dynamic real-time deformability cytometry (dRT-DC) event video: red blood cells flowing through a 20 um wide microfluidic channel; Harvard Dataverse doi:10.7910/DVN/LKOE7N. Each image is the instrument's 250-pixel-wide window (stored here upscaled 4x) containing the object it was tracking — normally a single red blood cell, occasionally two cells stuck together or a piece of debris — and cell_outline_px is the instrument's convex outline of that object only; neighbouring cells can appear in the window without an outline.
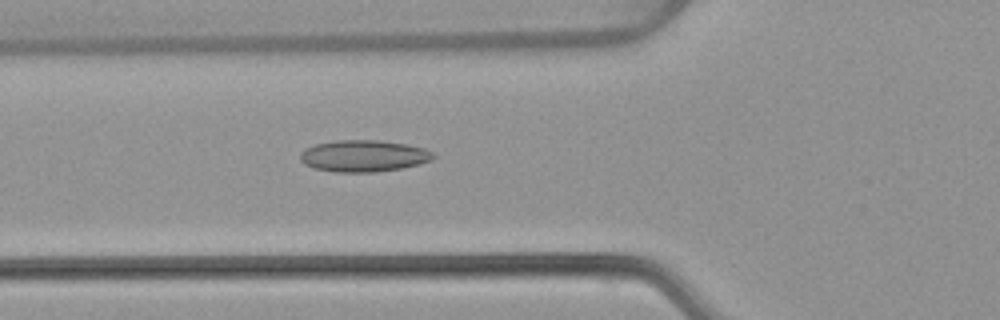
{"species": "common noctule bat (a hibernating species)", "species_latin": "Nyctalus noctula", "temperature_condition": "warm", "stored_images_in_passage": 35, "camera_frame_rate_fps": 3000, "um_per_image_px": 0.085, "animal": {"sex": "female", "body_mass_g": 22.7, "forearm_length_mm": 54.2}, "frame": {"image": 1, "passage_image": 9, "time_ms": 2.667, "image_size_px": [1000, 320], "cell_outline_px": [[436, 156], [432, 160], [420, 164], [400, 168], [376, 172], [336, 172], [312, 168], [304, 164], [300, 160], [300, 152], [304, 148], [316, 144], [336, 140], [380, 140], [408, 144], [424, 148], [432, 152]], "centroid_in_image_um": [30.9, 13.25], "position_along_channel_um": 94.9, "area_um2": 24.8}}
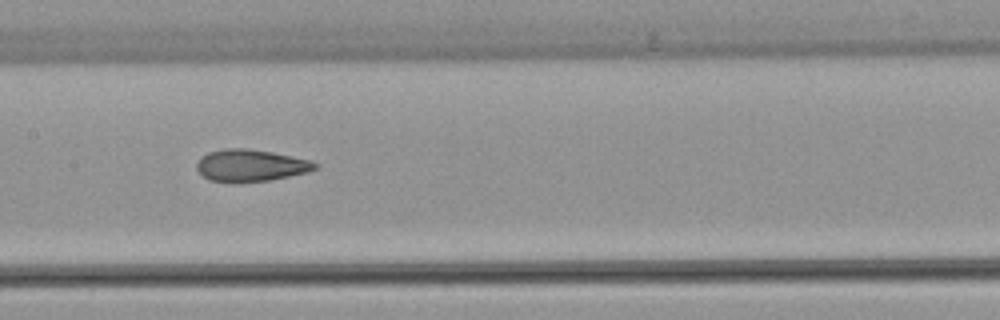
{"frame": {"image": 2, "passage_image": 16, "time_ms": 5.0, "image_size_px": [1000, 320], "cell_outline_px": [[320, 168], [308, 172], [268, 180], [236, 184], [208, 180], [196, 168], [196, 164], [200, 156], [208, 152], [224, 148], [248, 148], [272, 152], [312, 160], [320, 164]], "centroid_in_image_um": [21.31, 14.07], "position_along_channel_um": 186.1, "area_um2": 22.6}}
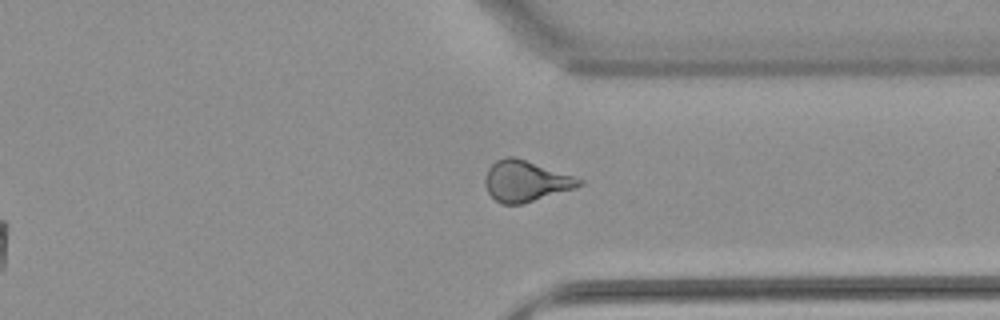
{"frame": {"image": 3, "passage_image": 30, "time_ms": 9.667, "image_size_px": [1000, 320], "cell_outline_px": [[584, 184], [576, 188], [520, 204], [500, 204], [488, 192], [484, 184], [484, 176], [488, 168], [496, 160], [508, 156], [516, 156], [584, 180]], "centroid_in_image_um": [44.66, 15.38], "position_along_channel_um": 366.7, "area_um2": 22.43}, "authors_computed_cell_mechanics": {"area_um2": 22.253, "velocity_mm_per_s": 3.8819, "shape_relaxation_time_tau1_ms": null, "shape_relaxation_time_tau2_ms": 1.7712, "deformation_change_tau1": null, "deformation_change_tau2": 0.1006}}